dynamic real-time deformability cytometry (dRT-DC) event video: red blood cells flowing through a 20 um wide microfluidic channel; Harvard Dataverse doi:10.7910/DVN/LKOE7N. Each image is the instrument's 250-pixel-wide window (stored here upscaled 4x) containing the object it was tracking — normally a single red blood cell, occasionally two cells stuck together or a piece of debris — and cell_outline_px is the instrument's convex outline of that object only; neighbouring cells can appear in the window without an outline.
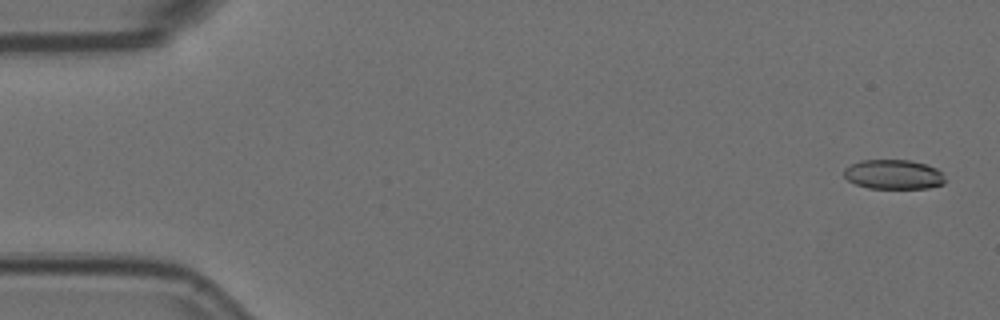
{"species": "Egyptian fruit bat (a non-hibernating species)", "species_latin": "Rousettus aegyptiacus", "temperature_condition": "room temperature", "stored_images_in_passage": 53, "camera_frame_rate_fps": 3000, "um_per_image_px": 0.085, "animal": {"sex": "female"}, "frame": {"image": 1, "passage_image": 2, "time_ms": 0.333, "image_size_px": [1000, 320], "cell_outline_px": [[944, 184], [928, 188], [868, 188], [856, 184], [848, 180], [844, 176], [844, 168], [860, 160], [912, 160], [928, 164], [944, 172]], "centroid_in_image_um": [75.98, 14.82], "position_along_channel_um": 9.0, "area_um2": 17.57}}
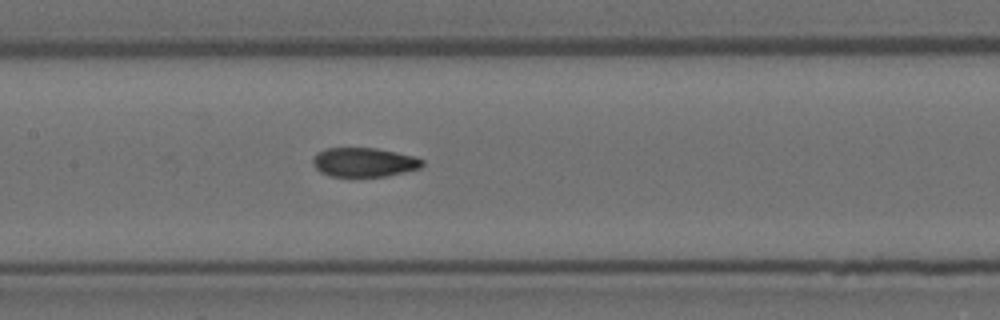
{"frame": {"image": 2, "passage_image": 27, "time_ms": 8.667, "image_size_px": [1000, 320], "cell_outline_px": [[424, 164], [420, 168], [388, 176], [332, 176], [320, 172], [312, 164], [312, 160], [316, 152], [328, 148], [376, 148], [416, 156], [424, 160]], "centroid_in_image_um": [30.96, 13.78], "position_along_channel_um": 176.4, "area_um2": 18.67}}
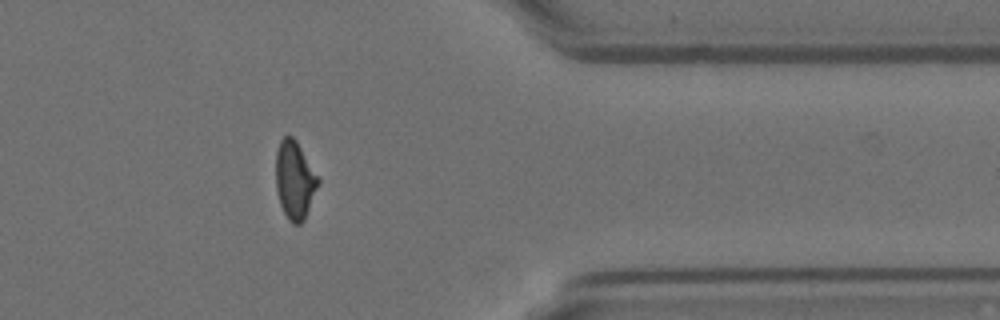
{"frame": {"image": 3, "passage_image": 46, "time_ms": 15.0, "image_size_px": [1000, 320], "cell_outline_px": [[320, 184], [304, 220], [300, 224], [292, 224], [288, 220], [280, 204], [276, 192], [276, 152], [280, 140], [288, 132], [296, 140], [320, 180]], "centroid_in_image_um": [25.05, 15.3], "position_along_channel_um": 386.4, "area_um2": 19.42}, "authors_computed_cell_mechanics": {"area_um2": 19.074, "velocity_mm_per_s": 3.5979, "shape_relaxation_time_tau1_ms": 8.2222, "shape_relaxation_time_tau2_ms": 1.6477, "deformation_change_tau1": 0.2027, "deformation_change_tau2": 0.0729}}